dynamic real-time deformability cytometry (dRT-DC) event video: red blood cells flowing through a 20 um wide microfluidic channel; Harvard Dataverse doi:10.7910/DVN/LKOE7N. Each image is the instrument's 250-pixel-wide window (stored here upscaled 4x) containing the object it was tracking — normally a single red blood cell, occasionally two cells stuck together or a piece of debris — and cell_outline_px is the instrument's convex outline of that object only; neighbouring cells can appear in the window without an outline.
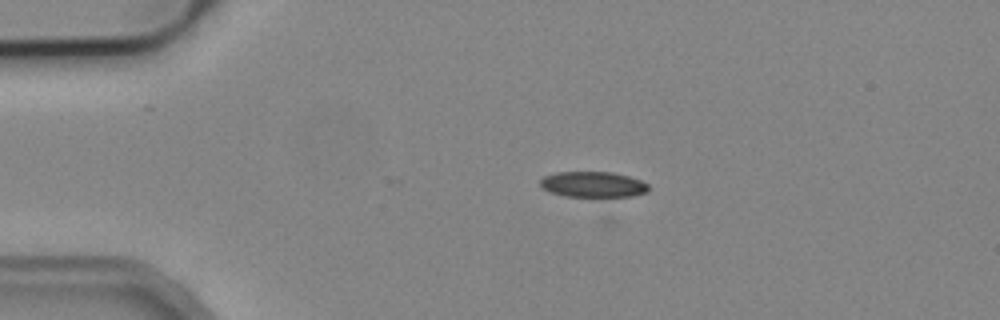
{"species": "common noctule bat (a hibernating species)", "species_latin": "Nyctalus noctula", "temperature_condition": "cold", "stored_images_in_passage": 5, "camera_frame_rate_fps": 3000, "um_per_image_px": 0.085, "animal": {"sex": "male", "body_mass_g": 19.2, "forearm_length_mm": 51.8}, "frame": {"image": 1, "passage_image": 4, "time_ms": 3.333, "image_size_px": [1000, 320], "cell_outline_px": [[648, 192], [632, 196], [564, 196], [552, 192], [544, 188], [540, 184], [540, 180], [544, 176], [556, 172], [612, 172], [628, 176], [640, 180], [648, 184]], "centroid_in_image_um": [50.42, 15.67], "position_along_channel_um": 34.6, "area_um2": 16.01}}